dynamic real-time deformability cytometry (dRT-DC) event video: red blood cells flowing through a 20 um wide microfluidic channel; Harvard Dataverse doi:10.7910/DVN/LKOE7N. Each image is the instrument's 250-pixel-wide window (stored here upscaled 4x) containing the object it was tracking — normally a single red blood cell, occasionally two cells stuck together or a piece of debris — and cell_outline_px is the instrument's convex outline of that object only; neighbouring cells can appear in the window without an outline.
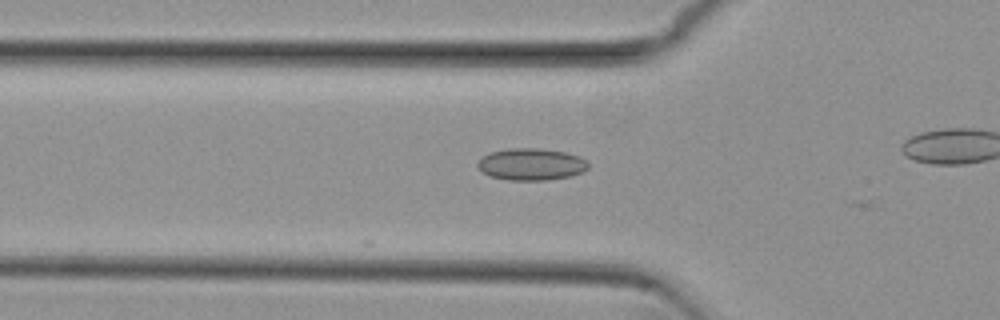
{"species": "common noctule bat (a hibernating species)", "species_latin": "Nyctalus noctula", "temperature_condition": "cold", "stored_images_in_passage": 3, "camera_frame_rate_fps": 3000, "um_per_image_px": 0.085, "animal": {"sex": "female", "body_mass_g": 29.2, "forearm_length_mm": 56.3}, "frame": {"image": 1, "passage_image": 2, "time_ms": 0.333, "image_size_px": [1000, 320], "cell_outline_px": [[588, 168], [572, 176], [548, 180], [508, 180], [492, 176], [484, 172], [476, 164], [488, 152], [508, 148], [540, 148], [564, 152], [580, 156], [588, 164]], "centroid_in_image_um": [45.16, 13.95], "position_along_channel_um": 80.6, "area_um2": 20.46}}